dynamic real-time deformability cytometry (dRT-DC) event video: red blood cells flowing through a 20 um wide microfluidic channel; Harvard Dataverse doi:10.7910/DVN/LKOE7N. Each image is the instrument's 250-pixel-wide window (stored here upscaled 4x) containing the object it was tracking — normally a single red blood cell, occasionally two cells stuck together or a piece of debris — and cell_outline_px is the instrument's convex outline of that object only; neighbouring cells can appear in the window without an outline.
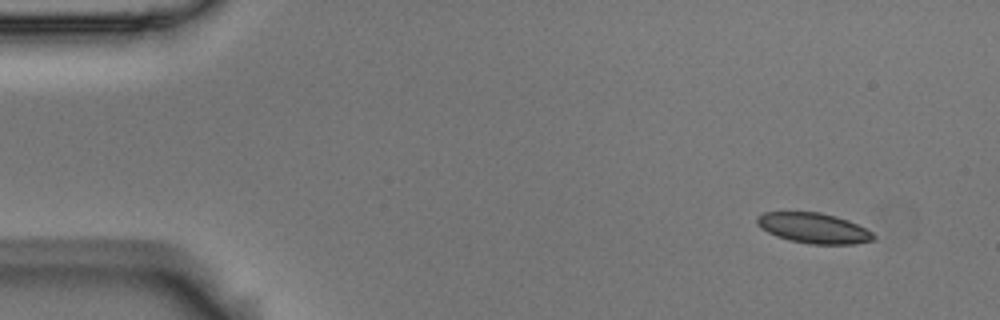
{"species": "Egyptian fruit bat (a non-hibernating species)", "species_latin": "Rousettus aegyptiacus", "temperature_condition": "room temperature", "stored_images_in_passage": 4, "camera_frame_rate_fps": 3000, "um_per_image_px": 0.085, "animal": {"sex": "male"}, "frame": {"image": 1, "passage_image": 1, "time_ms": 0.0, "image_size_px": [1000, 320], "cell_outline_px": [[876, 236], [872, 240], [856, 244], [808, 244], [788, 240], [776, 236], [760, 228], [756, 224], [756, 216], [764, 212], [820, 212], [836, 216], [848, 220], [872, 232]], "centroid_in_image_um": [69.12, 19.39], "position_along_channel_um": 15.9, "area_um2": 20.69}}
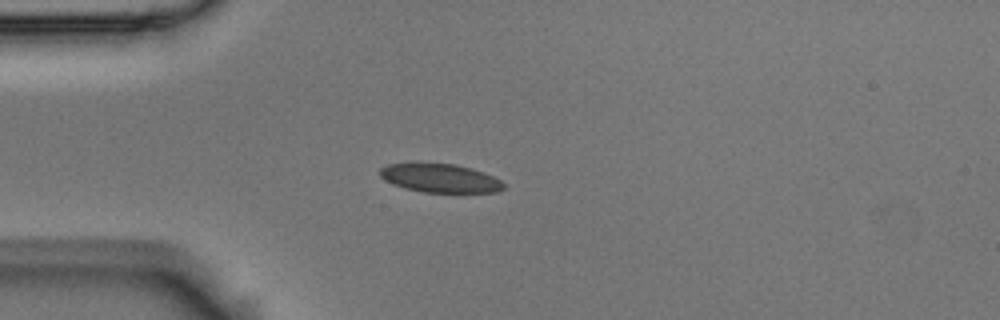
{"frame": {"image": 2, "passage_image": 4, "time_ms": 1.0, "image_size_px": [1000, 320], "cell_outline_px": [[504, 188], [496, 192], [424, 192], [404, 188], [392, 184], [384, 180], [380, 176], [380, 168], [388, 164], [416, 160], [456, 164], [472, 168], [492, 176], [500, 180], [504, 184]], "centroid_in_image_um": [37.32, 15.09], "position_along_channel_um": 47.7, "area_um2": 21.33}}